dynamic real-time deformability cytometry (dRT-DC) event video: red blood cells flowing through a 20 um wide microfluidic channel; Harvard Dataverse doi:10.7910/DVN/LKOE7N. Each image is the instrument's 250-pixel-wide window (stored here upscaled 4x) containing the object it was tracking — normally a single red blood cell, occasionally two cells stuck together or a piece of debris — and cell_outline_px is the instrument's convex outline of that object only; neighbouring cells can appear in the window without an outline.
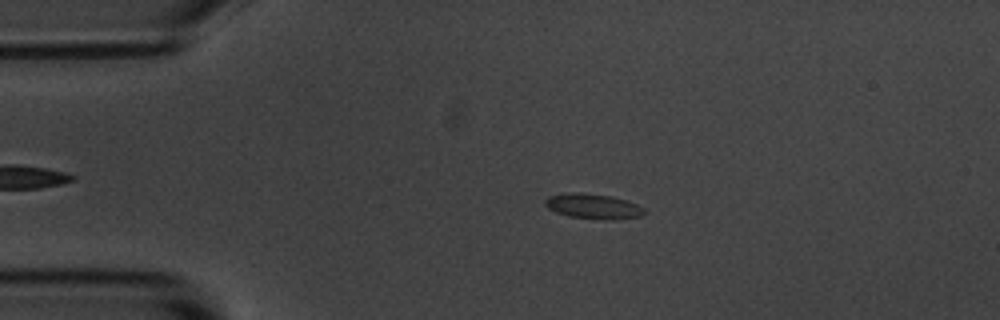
{"species": "common noctule bat (a hibernating species)", "species_latin": "Nyctalus noctula", "temperature_condition": "room temperature", "stored_images_in_passage": 55, "camera_frame_rate_fps": 3000, "um_per_image_px": 0.085, "animal": {"sex": "male", "body_mass_g": 20.1, "forearm_length_mm": 53.5}, "frame": {"image": 1, "passage_image": 11, "time_ms": 3.333, "image_size_px": [1000, 320], "cell_outline_px": [[644, 212], [640, 216], [568, 216], [556, 212], [548, 208], [544, 204], [544, 200], [548, 196], [564, 192], [580, 192], [612, 196], [628, 200], [644, 208]], "centroid_in_image_um": [50.29, 17.44], "position_along_channel_um": 34.7, "area_um2": 13.53}}
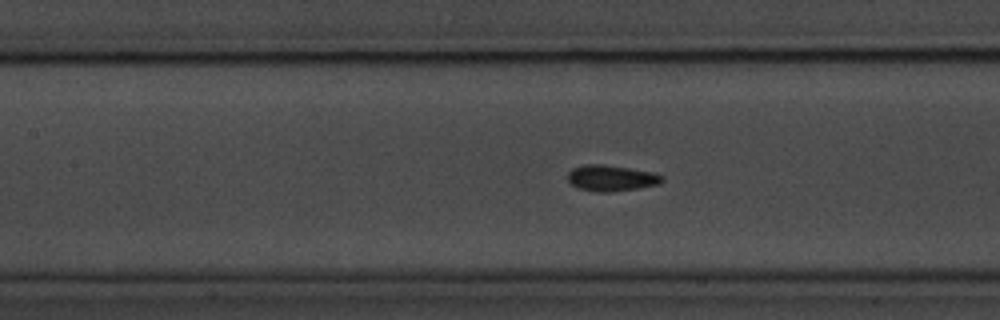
{"frame": {"image": 2, "passage_image": 24, "time_ms": 7.667, "image_size_px": [1000, 320], "cell_outline_px": [[664, 180], [660, 184], [612, 192], [596, 192], [576, 188], [568, 180], [568, 172], [572, 168], [584, 164], [600, 164], [656, 172], [664, 176]], "centroid_in_image_um": [51.97, 15.14], "position_along_channel_um": 155.4, "area_um2": 14.45}}
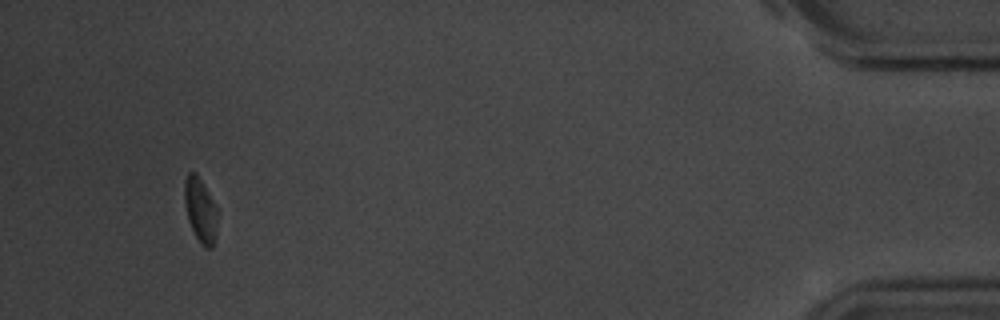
{"frame": {"image": 3, "passage_image": 52, "time_ms": 17.0, "image_size_px": [1000, 320], "cell_outline_px": [[216, 240], [212, 248], [204, 248], [200, 244], [188, 220], [184, 204], [184, 180], [188, 172], [196, 172], [216, 204]], "centroid_in_image_um": [17.02, 17.86], "position_along_channel_um": 418.2, "area_um2": 12.54}, "authors_computed_cell_mechanics": {"area_um2": 13.583, "velocity_mm_per_s": 3.6021, "shape_relaxation_time_tau1_ms": 2.7555, "shape_relaxation_time_tau2_ms": null, "deformation_change_tau1": 0.0658, "deformation_change_tau2": null}}